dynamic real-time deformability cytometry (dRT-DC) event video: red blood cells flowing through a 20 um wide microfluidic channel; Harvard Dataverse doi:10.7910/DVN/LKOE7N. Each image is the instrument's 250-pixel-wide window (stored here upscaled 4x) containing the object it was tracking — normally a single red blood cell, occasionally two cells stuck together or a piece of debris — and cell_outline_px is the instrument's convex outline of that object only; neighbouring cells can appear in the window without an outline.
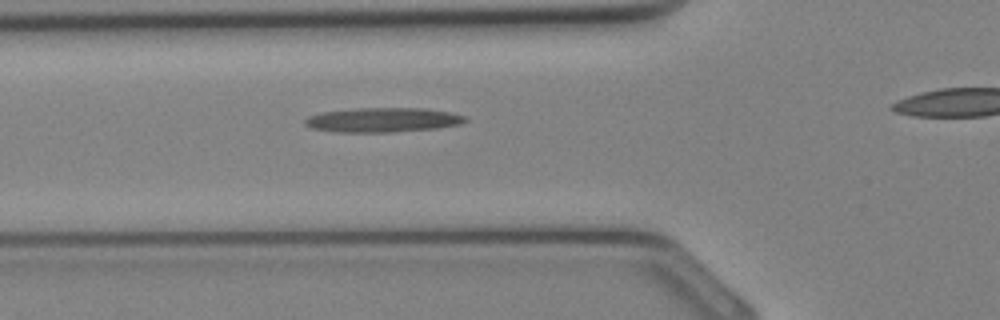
{"species": "Egyptian fruit bat (a non-hibernating species)", "species_latin": "Rousettus aegyptiacus", "temperature_condition": "cold", "stored_images_in_passage": 19, "camera_frame_rate_fps": 3000, "um_per_image_px": 0.085, "animal": {"sex": "female"}, "frame": {"image": 1, "passage_image": 3, "time_ms": 0.667, "image_size_px": [1000, 320], "cell_outline_px": [[468, 120], [460, 124], [440, 128], [392, 132], [336, 132], [312, 128], [304, 124], [304, 120], [308, 116], [320, 112], [352, 108], [424, 108], [452, 112], [464, 116]], "centroid_in_image_um": [32.53, 10.19], "position_along_channel_um": 93.3, "area_um2": 23.12}}
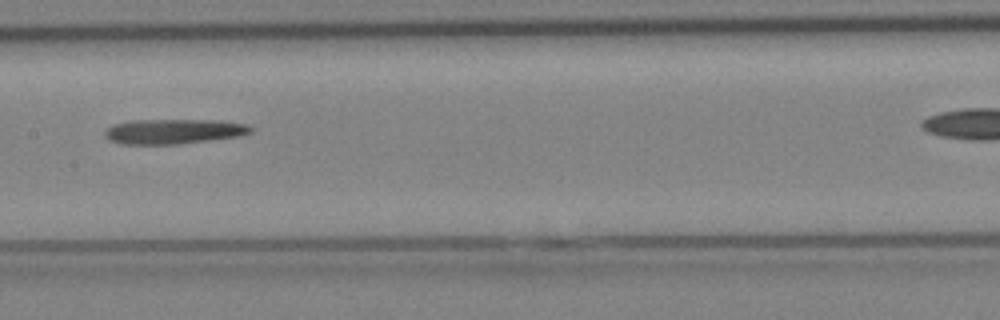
{"frame": {"image": 2, "passage_image": 8, "time_ms": 2.333, "image_size_px": [1000, 320], "cell_outline_px": [[252, 132], [240, 136], [180, 144], [120, 144], [108, 140], [104, 136], [104, 132], [112, 124], [132, 120], [216, 120], [244, 124], [252, 128]], "centroid_in_image_um": [14.71, 11.17], "position_along_channel_um": 192.7, "area_um2": 21.21}}
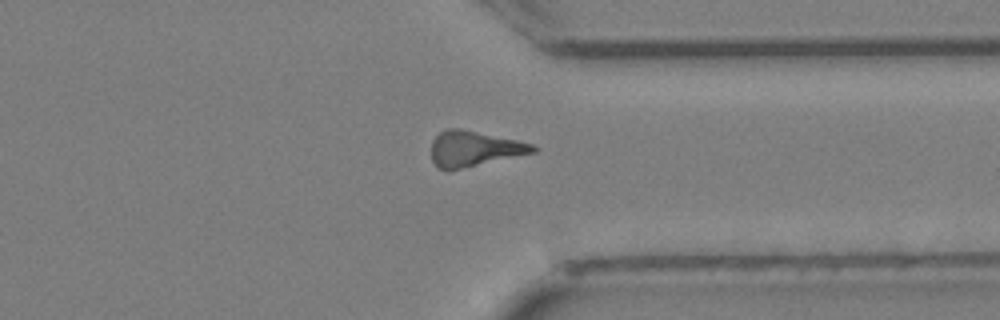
{"frame": {"image": 3, "passage_image": 17, "time_ms": 5.333, "image_size_px": [1000, 320], "cell_outline_px": [[540, 148], [536, 152], [448, 172], [436, 168], [432, 160], [432, 140], [440, 132], [448, 128], [456, 128], [516, 140], [532, 144]], "centroid_in_image_um": [40.28, 12.68], "position_along_channel_um": 371.1, "area_um2": 21.1}}